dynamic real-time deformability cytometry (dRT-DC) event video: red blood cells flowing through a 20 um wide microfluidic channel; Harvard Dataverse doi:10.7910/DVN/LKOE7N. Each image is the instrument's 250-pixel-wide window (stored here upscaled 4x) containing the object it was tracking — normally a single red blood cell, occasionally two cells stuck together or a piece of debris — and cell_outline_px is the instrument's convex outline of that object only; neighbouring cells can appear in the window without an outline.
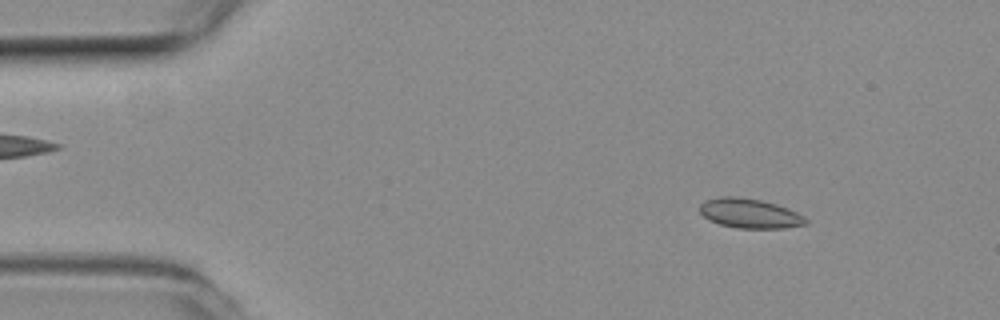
{"species": "common noctule bat (a hibernating species)", "species_latin": "Nyctalus noctula", "temperature_condition": "room temperature", "stored_images_in_passage": 53, "camera_frame_rate_fps": 3000, "um_per_image_px": 0.085, "animal": {"sex": "female", "body_mass_g": 19.3, "forearm_length_mm": 54.1}, "frame": {"image": 1, "passage_image": 6, "time_ms": 1.667, "image_size_px": [1000, 320], "cell_outline_px": [[808, 224], [784, 228], [736, 228], [720, 224], [708, 220], [700, 212], [700, 204], [704, 200], [720, 196], [736, 196], [760, 200], [776, 204], [788, 208], [804, 216], [808, 220]], "centroid_in_image_um": [63.72, 18.13], "position_along_channel_um": 21.3, "area_um2": 18.38}}
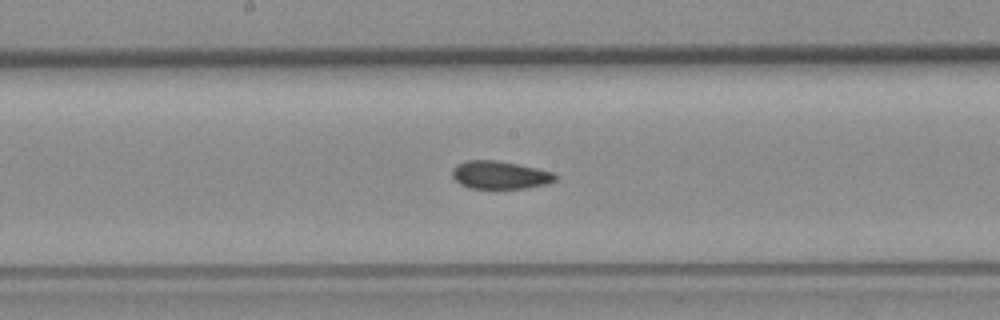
{"frame": {"image": 2, "passage_image": 27, "time_ms": 8.667, "image_size_px": [1000, 320], "cell_outline_px": [[560, 176], [556, 180], [548, 184], [524, 188], [468, 188], [460, 184], [452, 176], [452, 168], [456, 164], [468, 160], [496, 160], [536, 168], [552, 172]], "centroid_in_image_um": [42.49, 14.87], "position_along_channel_um": 205.7, "area_um2": 16.82}}
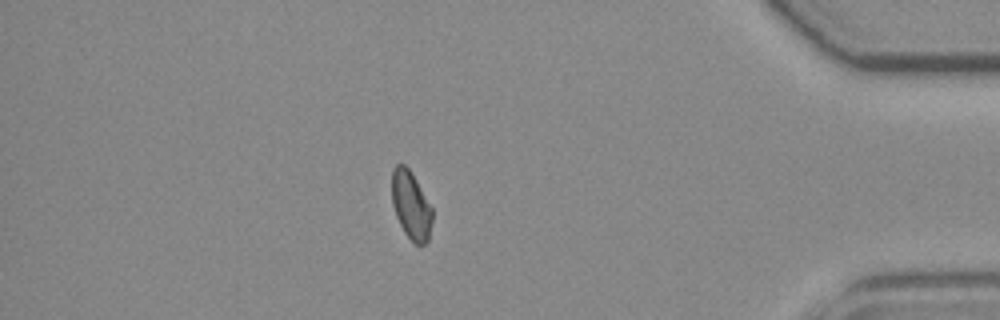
{"frame": {"image": 3, "passage_image": 46, "time_ms": 15.0, "image_size_px": [1000, 320], "cell_outline_px": [[432, 220], [428, 240], [424, 244], [416, 244], [404, 232], [396, 216], [392, 204], [392, 168], [396, 164], [404, 164], [408, 168], [416, 180], [432, 208]], "centroid_in_image_um": [34.92, 17.43], "position_along_channel_um": 400.3, "area_um2": 15.84}, "authors_computed_cell_mechanics": {"area_um2": 17.1666, "velocity_mm_per_s": 3.7604, "shape_relaxation_time_tau1_ms": null, "shape_relaxation_time_tau2_ms": 2.0959, "deformation_change_tau1": null, "deformation_change_tau2": 0.0502}}